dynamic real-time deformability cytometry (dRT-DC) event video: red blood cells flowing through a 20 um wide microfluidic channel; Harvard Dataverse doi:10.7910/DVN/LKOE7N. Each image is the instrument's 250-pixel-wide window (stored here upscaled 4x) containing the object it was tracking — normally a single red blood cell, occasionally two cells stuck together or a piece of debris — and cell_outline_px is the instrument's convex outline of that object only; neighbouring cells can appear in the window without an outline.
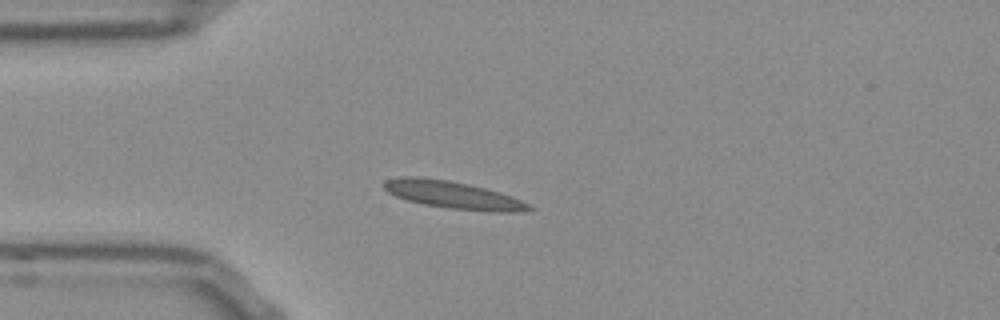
{"species": "Egyptian fruit bat (a non-hibernating species)", "species_latin": "Rousettus aegyptiacus", "temperature_condition": "room temperature", "stored_images_in_passage": 41, "camera_frame_rate_fps": 3000, "um_per_image_px": 0.085, "frame": {"image": 1, "passage_image": 1, "time_ms": 0.0, "image_size_px": [1000, 320], "cell_outline_px": [[532, 208], [520, 212], [496, 212], [448, 208], [424, 204], [408, 200], [396, 196], [388, 192], [384, 188], [384, 180], [400, 176], [416, 176], [448, 180], [468, 184], [500, 192], [512, 196], [528, 204]], "centroid_in_image_um": [38.47, 16.56], "position_along_channel_um": 46.5, "area_um2": 23.0}}
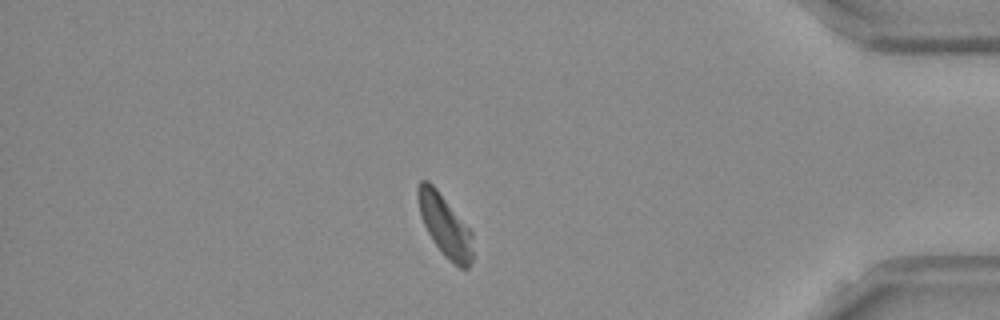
{"frame": {"image": 2, "passage_image": 33, "time_ms": 10.667, "image_size_px": [1000, 320], "cell_outline_px": [[472, 264], [468, 268], [460, 268], [448, 260], [444, 256], [432, 240], [424, 224], [420, 212], [416, 196], [416, 188], [420, 180], [428, 180], [436, 188], [472, 232]], "centroid_in_image_um": [37.8, 19.17], "position_along_channel_um": 397.4, "area_um2": 19.65}}
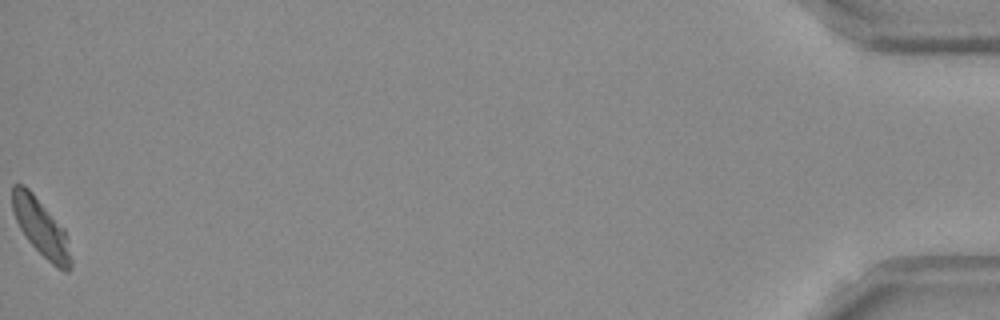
{"frame": {"image": 3, "passage_image": 41, "time_ms": 13.333, "image_size_px": [1000, 320], "cell_outline_px": [[72, 268], [68, 272], [64, 272], [52, 264], [28, 240], [20, 228], [16, 220], [12, 208], [12, 184], [24, 184], [32, 192], [64, 228], [68, 240], [72, 260]], "centroid_in_image_um": [3.51, 19.35], "position_along_channel_um": 431.7, "area_um2": 19.42}, "authors_computed_cell_mechanics": {"area_um2": 20.2878, "velocity_mm_per_s": 3.7841, "shape_relaxation_time_tau1_ms": 5.1016, "shape_relaxation_time_tau2_ms": 1.6622, "deformation_change_tau1": 0.1931, "deformation_change_tau2": 0.0849}}